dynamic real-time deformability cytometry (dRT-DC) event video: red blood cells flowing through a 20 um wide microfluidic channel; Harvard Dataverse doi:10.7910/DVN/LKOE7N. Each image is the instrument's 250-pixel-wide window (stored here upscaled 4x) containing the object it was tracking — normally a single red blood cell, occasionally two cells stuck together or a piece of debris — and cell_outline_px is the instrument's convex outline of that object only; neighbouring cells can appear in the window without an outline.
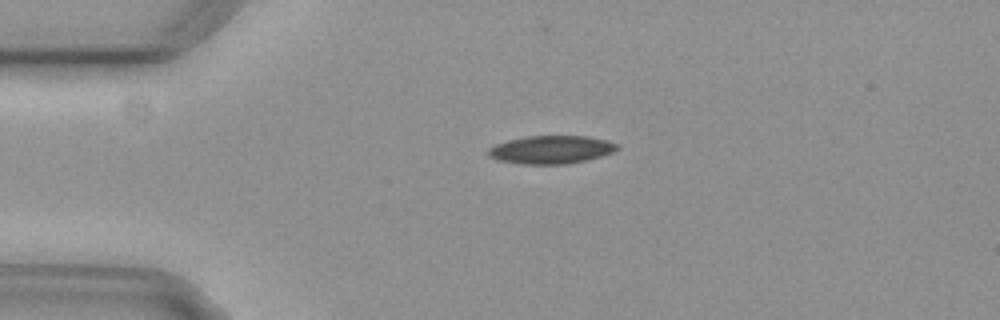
{"species": "common noctule bat (a hibernating species)", "species_latin": "Nyctalus noctula", "temperature_condition": "cold", "stored_images_in_passage": 2, "camera_frame_rate_fps": 3000, "um_per_image_px": 0.085, "animal": {"sex": "female", "body_mass_g": 29.2, "forearm_length_mm": 56.3}, "frame": {"image": 1, "passage_image": 1, "time_ms": 0.0, "image_size_px": [1000, 320], "cell_outline_px": [[620, 148], [612, 152], [588, 160], [564, 164], [520, 164], [496, 160], [488, 156], [488, 148], [496, 144], [508, 140], [528, 136], [588, 136], [604, 140], [616, 144]], "centroid_in_image_um": [46.81, 12.73], "position_along_channel_um": 38.2, "area_um2": 21.04}}